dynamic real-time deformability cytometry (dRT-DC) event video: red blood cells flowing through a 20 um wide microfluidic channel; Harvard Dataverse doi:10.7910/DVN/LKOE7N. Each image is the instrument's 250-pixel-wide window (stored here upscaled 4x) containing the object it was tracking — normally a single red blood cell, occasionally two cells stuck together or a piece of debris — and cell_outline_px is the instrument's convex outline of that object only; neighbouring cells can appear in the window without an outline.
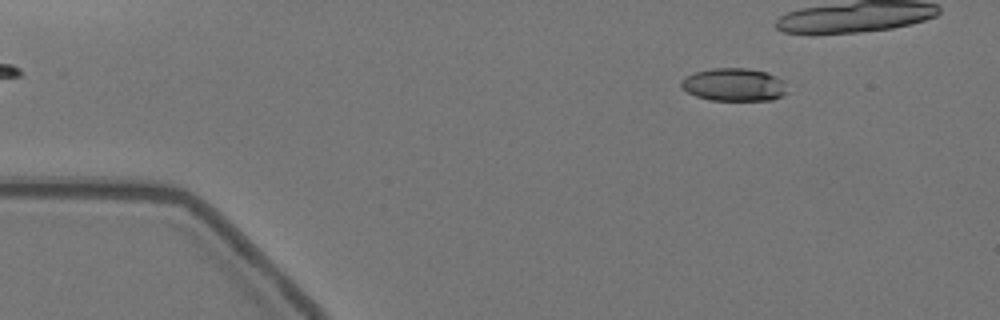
{"species": "Egyptian fruit bat (a non-hibernating species)", "species_latin": "Rousettus aegyptiacus", "temperature_condition": "warm", "stored_images_in_passage": 44, "camera_frame_rate_fps": 3000, "um_per_image_px": 0.085, "animal": {"sex": "female"}, "frame": {"image": 1, "passage_image": 7, "time_ms": 2.0, "image_size_px": [1000, 320], "cell_outline_px": [[788, 92], [784, 96], [772, 100], [712, 100], [696, 96], [680, 88], [680, 80], [684, 76], [696, 72], [712, 68], [748, 68], [768, 72], [784, 80]], "centroid_in_image_um": [62.41, 7.19], "position_along_channel_um": 22.6, "area_um2": 20.69}}
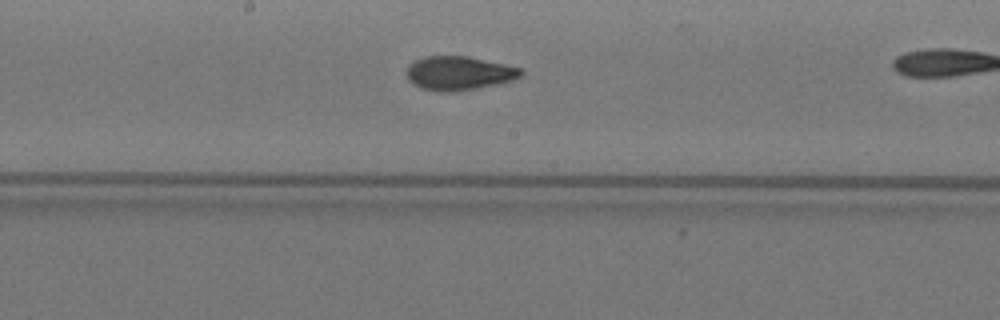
{"frame": {"image": 2, "passage_image": 29, "time_ms": 9.333, "image_size_px": [1000, 320], "cell_outline_px": [[524, 72], [520, 76], [512, 80], [496, 84], [456, 92], [440, 92], [420, 88], [412, 84], [408, 80], [404, 72], [408, 64], [412, 60], [424, 56], [468, 56], [504, 64], [520, 68]], "centroid_in_image_um": [38.91, 6.22], "position_along_channel_um": 209.3, "area_um2": 22.89}}
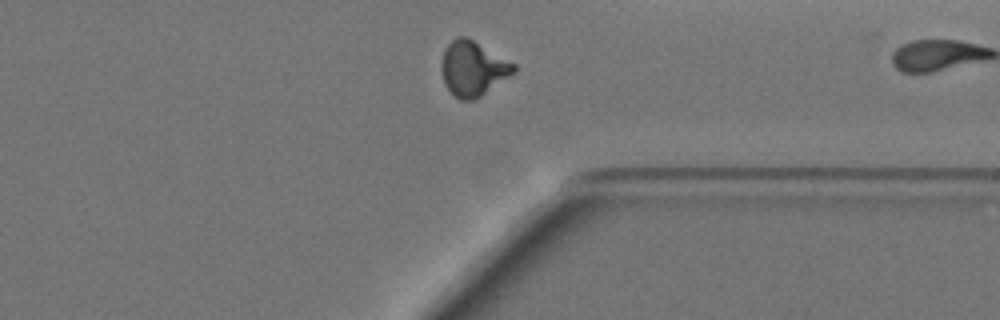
{"frame": {"image": 3, "passage_image": 43, "time_ms": 14.0, "image_size_px": [1000, 320], "cell_outline_px": [[516, 72], [480, 96], [472, 100], [460, 100], [444, 84], [440, 68], [440, 64], [444, 48], [456, 36], [468, 36], [516, 64]], "centroid_in_image_um": [40.19, 5.79], "position_along_channel_um": 371.2, "area_um2": 23.29}}